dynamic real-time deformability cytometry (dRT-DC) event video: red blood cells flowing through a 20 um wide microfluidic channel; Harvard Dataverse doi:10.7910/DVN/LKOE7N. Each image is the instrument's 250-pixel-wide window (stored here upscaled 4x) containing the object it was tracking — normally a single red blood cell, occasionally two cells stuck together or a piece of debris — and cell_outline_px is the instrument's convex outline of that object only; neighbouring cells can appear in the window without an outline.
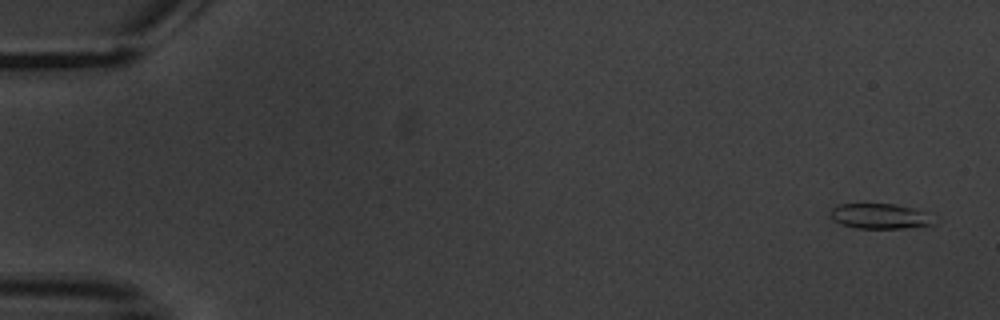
{"species": "common noctule bat (a hibernating species)", "species_latin": "Nyctalus noctula", "temperature_condition": "warm", "stored_images_in_passage": 6, "camera_frame_rate_fps": 3000, "um_per_image_px": 0.085, "animal": {"sex": "male", "body_mass_g": 20.1, "forearm_length_mm": 53.5}, "frame": {"image": 1, "passage_image": 1, "time_ms": 0.0, "image_size_px": [1000, 320], "cell_outline_px": [[936, 224], [904, 228], [856, 228], [840, 224], [832, 220], [828, 212], [832, 208], [840, 204], [896, 204], [928, 212]], "centroid_in_image_um": [74.77, 18.37], "position_along_channel_um": 10.2, "area_um2": 15.32}}